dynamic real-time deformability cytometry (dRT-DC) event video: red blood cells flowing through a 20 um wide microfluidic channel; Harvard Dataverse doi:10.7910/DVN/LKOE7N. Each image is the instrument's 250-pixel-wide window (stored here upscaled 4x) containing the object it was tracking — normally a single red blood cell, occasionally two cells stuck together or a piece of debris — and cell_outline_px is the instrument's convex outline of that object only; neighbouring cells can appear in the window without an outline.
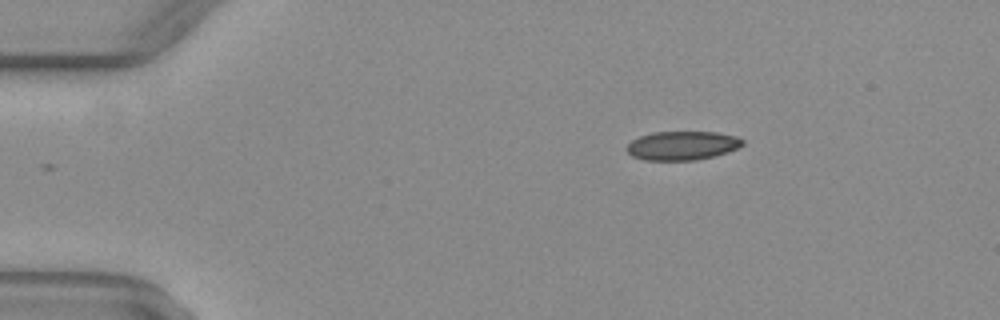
{"species": "common noctule bat (a hibernating species)", "species_latin": "Nyctalus noctula", "temperature_condition": "warm", "stored_images_in_passage": 44, "camera_frame_rate_fps": 3000, "um_per_image_px": 0.085, "animal": {"sex": "female", "body_mass_g": 29.2, "forearm_length_mm": 56.3}, "frame": {"image": 1, "passage_image": 1, "time_ms": 0.0, "image_size_px": [1000, 320], "cell_outline_px": [[744, 144], [728, 152], [696, 160], [644, 160], [632, 156], [624, 148], [632, 140], [640, 136], [652, 132], [716, 132], [736, 136], [744, 140]], "centroid_in_image_um": [57.97, 12.37], "position_along_channel_um": 27.0, "area_um2": 19.48}}
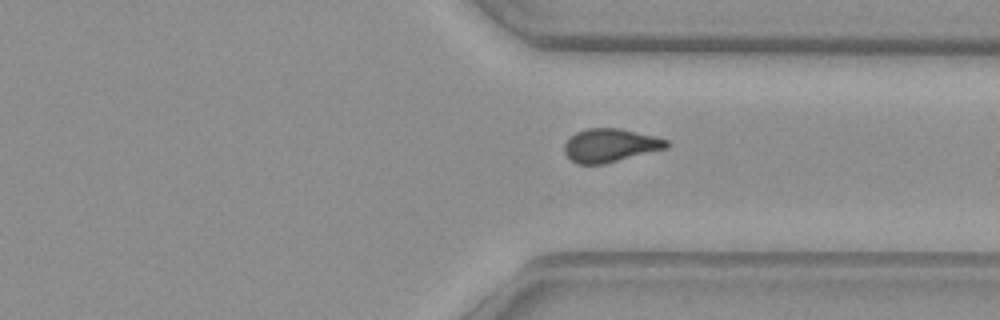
{"frame": {"image": 2, "passage_image": 31, "time_ms": 10.0, "image_size_px": [1000, 320], "cell_outline_px": [[672, 144], [668, 148], [604, 164], [576, 164], [564, 152], [564, 144], [576, 132], [588, 128], [620, 128], [656, 136], [668, 140]], "centroid_in_image_um": [51.92, 12.35], "position_along_channel_um": 359.5, "area_um2": 20.0}}
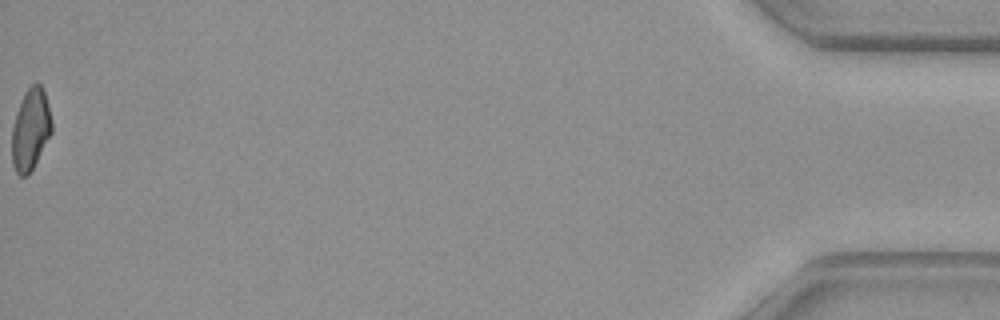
{"frame": {"image": 3, "passage_image": 44, "time_ms": 14.333, "image_size_px": [1000, 320], "cell_outline_px": [[52, 132], [28, 176], [20, 176], [16, 172], [12, 164], [12, 128], [16, 112], [20, 100], [24, 92], [32, 84], [40, 84], [44, 92], [52, 124]], "centroid_in_image_um": [2.57, 11.02], "position_along_channel_um": 432.6, "area_um2": 18.73}, "authors_computed_cell_mechanics": {"area_um2": 20.23, "velocity_mm_per_s": 4.06, "shape_relaxation_time_tau1_ms": null, "shape_relaxation_time_tau2_ms": 1.5387, "deformation_change_tau1": null, "deformation_change_tau2": 0.0717}}